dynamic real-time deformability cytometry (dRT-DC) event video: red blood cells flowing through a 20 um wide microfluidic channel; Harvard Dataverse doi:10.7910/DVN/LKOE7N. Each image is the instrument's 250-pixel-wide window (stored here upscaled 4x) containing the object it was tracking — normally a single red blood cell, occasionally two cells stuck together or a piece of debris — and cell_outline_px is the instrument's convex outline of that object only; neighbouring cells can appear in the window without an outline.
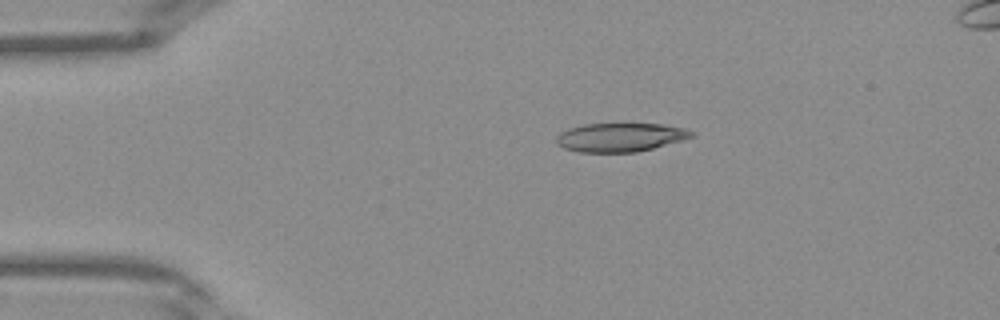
{"species": "Egyptian fruit bat (a non-hibernating species)", "species_latin": "Rousettus aegyptiacus", "temperature_condition": "warm", "stored_images_in_passage": 33, "camera_frame_rate_fps": 3000, "um_per_image_px": 0.085, "frame": {"image": 1, "passage_image": 1, "time_ms": 0.0, "image_size_px": [1000, 320], "cell_outline_px": [[696, 136], [652, 148], [636, 152], [580, 152], [564, 148], [556, 144], [556, 136], [560, 132], [568, 128], [584, 124], [664, 124], [684, 128], [696, 132]], "centroid_in_image_um": [52.72, 11.66], "position_along_channel_um": 32.3, "area_um2": 22.66}}
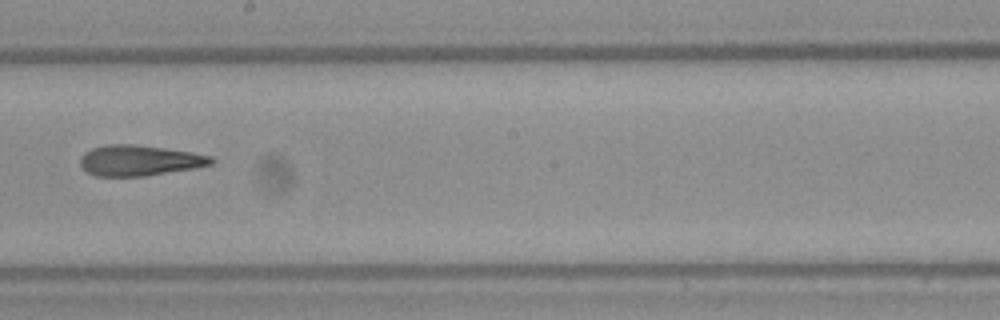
{"frame": {"image": 2, "passage_image": 16, "time_ms": 5.0, "image_size_px": [1000, 320], "cell_outline_px": [[216, 160], [212, 164], [196, 168], [144, 176], [96, 176], [88, 172], [80, 164], [80, 156], [84, 152], [92, 148], [108, 144], [132, 144], [164, 148], [192, 152], [212, 156]], "centroid_in_image_um": [11.87, 13.63], "position_along_channel_um": 236.3, "area_um2": 23.41}}
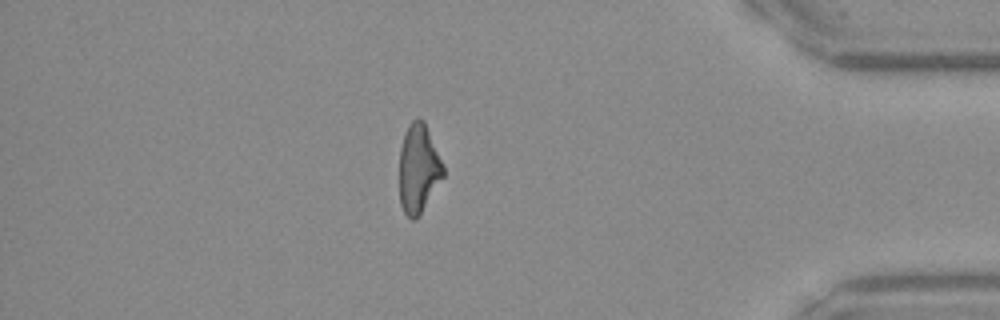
{"frame": {"image": 3, "passage_image": 28, "time_ms": 9.0, "image_size_px": [1000, 320], "cell_outline_px": [[444, 176], [416, 220], [412, 220], [404, 212], [400, 204], [400, 148], [404, 132], [408, 124], [412, 120], [424, 120], [444, 168]], "centroid_in_image_um": [35.56, 14.34], "position_along_channel_um": 399.6, "area_um2": 22.43}}